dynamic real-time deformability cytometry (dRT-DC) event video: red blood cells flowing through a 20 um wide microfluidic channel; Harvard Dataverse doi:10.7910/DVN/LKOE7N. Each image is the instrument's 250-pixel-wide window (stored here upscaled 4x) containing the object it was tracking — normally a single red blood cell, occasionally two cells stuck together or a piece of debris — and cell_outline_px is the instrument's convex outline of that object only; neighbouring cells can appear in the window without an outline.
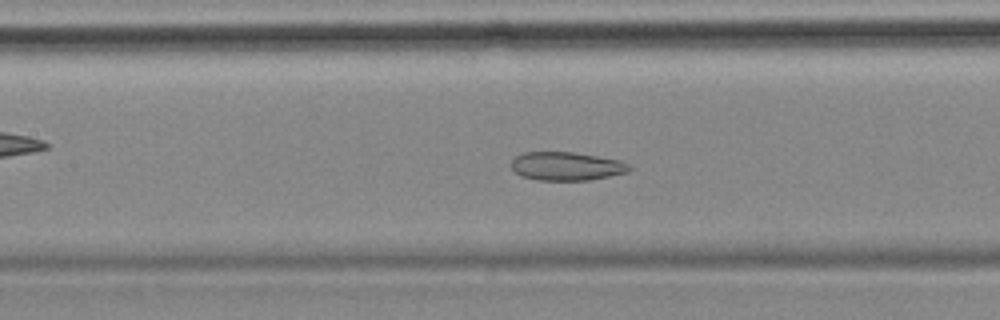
{"species": "common noctule bat (a hibernating species)", "species_latin": "Nyctalus noctula", "temperature_condition": "cold", "stored_images_in_passage": 56, "camera_frame_rate_fps": 3000, "um_per_image_px": 0.085, "animal": {"sex": "female", "body_mass_g": 18.4}, "frame": {"image": 1, "passage_image": 24, "time_ms": 7.667, "image_size_px": [1000, 320], "cell_outline_px": [[632, 168], [628, 172], [588, 180], [536, 180], [520, 176], [512, 168], [512, 160], [516, 156], [524, 152], [572, 152], [620, 160], [632, 164]], "centroid_in_image_um": [48.17, 14.13], "position_along_channel_um": 159.2, "area_um2": 19.59}}
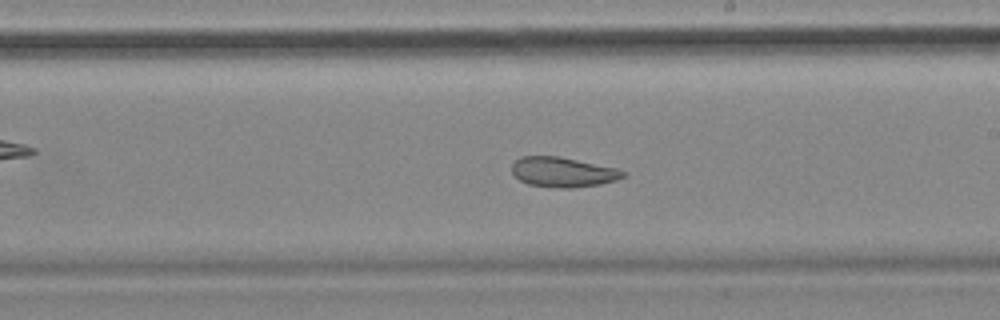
{"frame": {"image": 2, "passage_image": 31, "time_ms": 10.0, "image_size_px": [1000, 320], "cell_outline_px": [[624, 176], [616, 180], [600, 184], [572, 188], [560, 188], [528, 184], [520, 180], [512, 172], [512, 164], [520, 156], [560, 156], [616, 168], [624, 172]], "centroid_in_image_um": [47.82, 14.62], "position_along_channel_um": 241.2, "area_um2": 19.25}}
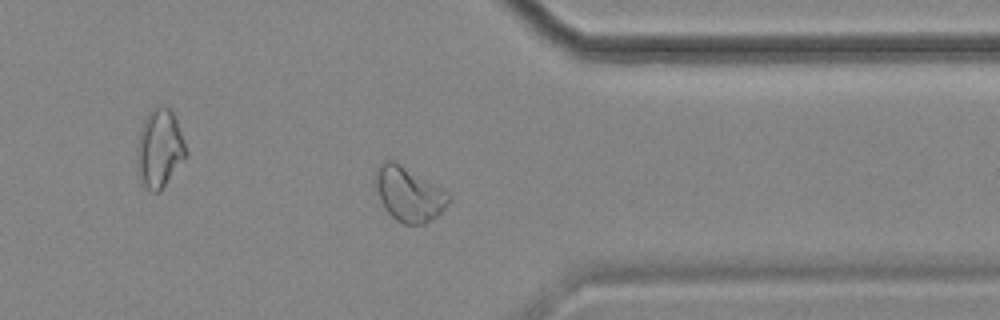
{"frame": {"image": 3, "passage_image": 43, "time_ms": 14.0, "image_size_px": [1000, 320], "cell_outline_px": [[452, 200], [436, 216], [424, 224], [404, 224], [396, 220], [384, 208], [372, 184], [376, 168], [384, 160], [396, 160], [444, 188], [452, 196]], "centroid_in_image_um": [34.73, 16.45], "position_along_channel_um": 376.7, "area_um2": 23.99}, "authors_computed_cell_mechanics": {"area_um2": 25.8944, "velocity_mm_per_s": 3.531, "shape_relaxation_time_tau1_ms": null, "shape_relaxation_time_tau2_ms": 3.7146, "deformation_change_tau1": null, "deformation_change_tau2": 0.1002}}